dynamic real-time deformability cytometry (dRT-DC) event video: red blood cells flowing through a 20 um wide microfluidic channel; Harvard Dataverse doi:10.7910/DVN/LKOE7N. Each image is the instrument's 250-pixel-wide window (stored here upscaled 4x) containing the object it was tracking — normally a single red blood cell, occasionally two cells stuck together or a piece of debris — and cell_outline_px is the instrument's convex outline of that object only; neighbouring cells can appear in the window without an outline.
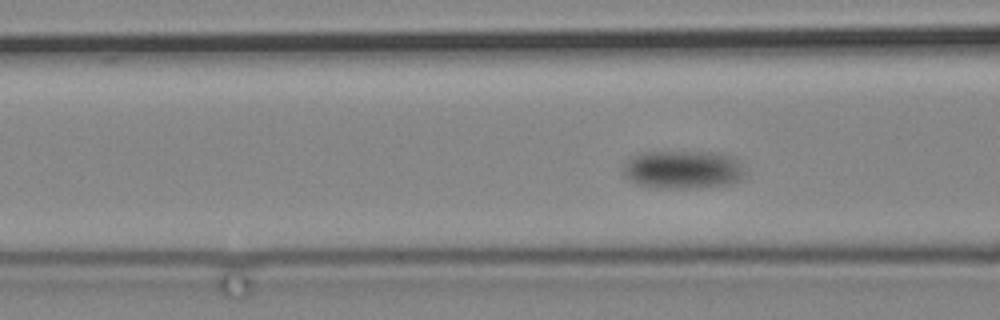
{"species": "common noctule bat (a hibernating species)", "species_latin": "Nyctalus noctula", "temperature_condition": "cold", "stored_images_in_passage": 49, "camera_frame_rate_fps": 3000, "um_per_image_px": 0.085, "animal": {"sex": "male", "body_mass_g": 19.2, "forearm_length_mm": 51.8}, "frame": {"image": 1, "passage_image": 10, "time_ms": 3.0, "image_size_px": [1000, 320], "cell_outline_px": [[744, 172], [732, 184], [688, 188], [664, 188], [640, 184], [628, 180], [620, 172], [624, 160], [628, 156], [636, 152], [720, 152], [732, 156], [740, 164]], "centroid_in_image_um": [57.92, 14.39], "position_along_channel_um": 108.7, "area_um2": 27.4}}
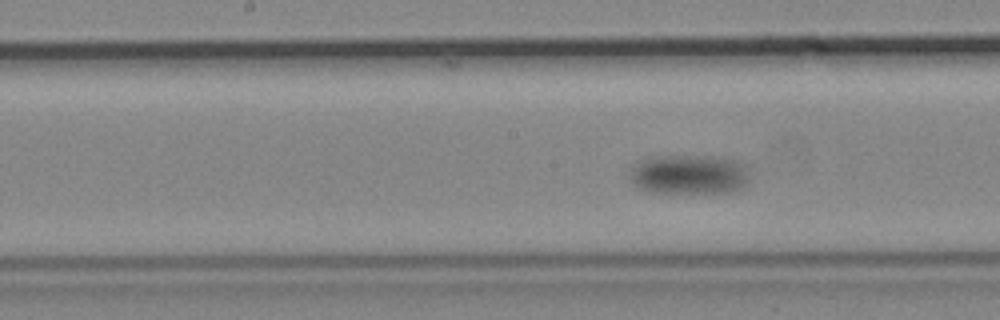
{"frame": {"image": 2, "passage_image": 21, "time_ms": 6.667, "image_size_px": [1000, 320], "cell_outline_px": [[748, 184], [744, 188], [732, 192], [652, 192], [640, 188], [632, 184], [628, 180], [628, 172], [632, 164], [648, 156], [716, 156], [736, 160], [744, 164], [748, 168]], "centroid_in_image_um": [58.54, 14.81], "position_along_channel_um": 189.7, "area_um2": 28.32}}
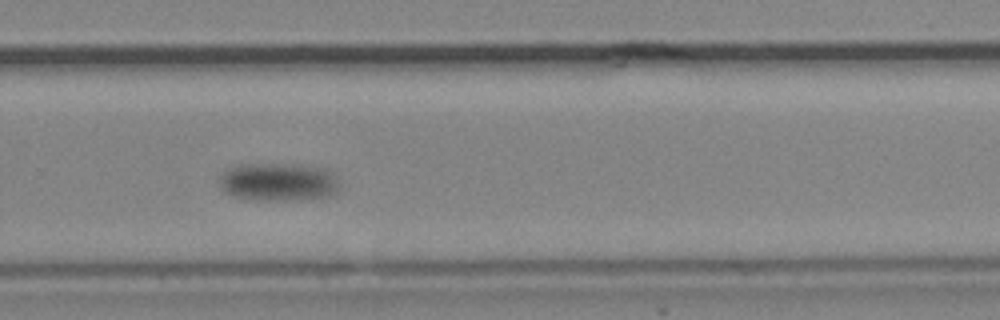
{"frame": {"image": 3, "passage_image": 36, "time_ms": 11.667, "image_size_px": [1000, 320], "cell_outline_px": [[340, 188], [336, 192], [328, 196], [296, 200], [252, 200], [236, 196], [228, 192], [220, 184], [220, 176], [228, 168], [240, 164], [300, 164], [324, 168], [332, 172], [336, 176], [340, 184]], "centroid_in_image_um": [23.72, 15.45], "position_along_channel_um": 306.1, "area_um2": 26.76}}